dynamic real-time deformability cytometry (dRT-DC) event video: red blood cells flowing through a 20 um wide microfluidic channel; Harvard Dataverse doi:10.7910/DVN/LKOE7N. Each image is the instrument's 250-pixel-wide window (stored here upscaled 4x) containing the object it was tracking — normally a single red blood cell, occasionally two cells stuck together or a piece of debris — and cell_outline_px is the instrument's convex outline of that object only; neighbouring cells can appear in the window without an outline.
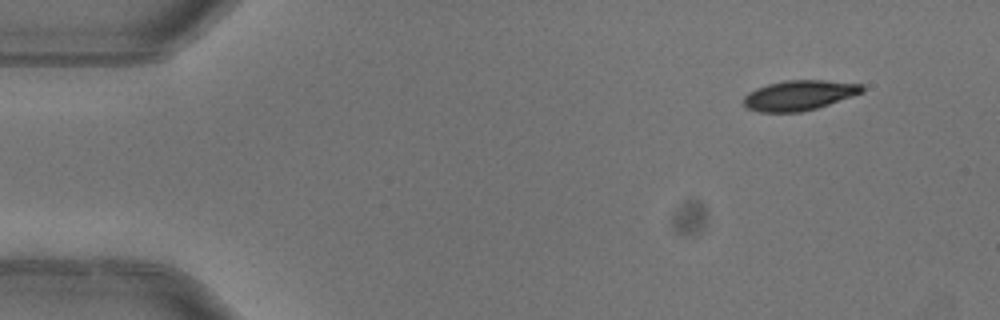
{"species": "common noctule bat (a hibernating species)", "species_latin": "Nyctalus noctula", "temperature_condition": "warm", "stored_images_in_passage": 5, "segment_of_instrument_passage": [2, 2], "camera_frame_rate_fps": 3000, "um_per_image_px": 0.085, "animal": {"sex": "female"}, "frame": {"image": 1, "passage_image": 5, "time_ms": 1.333, "image_size_px": [1000, 320], "cell_outline_px": [[864, 92], [816, 108], [800, 112], [760, 112], [748, 108], [744, 104], [744, 96], [748, 92], [756, 88], [768, 84], [784, 80], [824, 80], [864, 84]], "centroid_in_image_um": [67.94, 8.09], "position_along_channel_um": 17.1, "area_um2": 20.69}}